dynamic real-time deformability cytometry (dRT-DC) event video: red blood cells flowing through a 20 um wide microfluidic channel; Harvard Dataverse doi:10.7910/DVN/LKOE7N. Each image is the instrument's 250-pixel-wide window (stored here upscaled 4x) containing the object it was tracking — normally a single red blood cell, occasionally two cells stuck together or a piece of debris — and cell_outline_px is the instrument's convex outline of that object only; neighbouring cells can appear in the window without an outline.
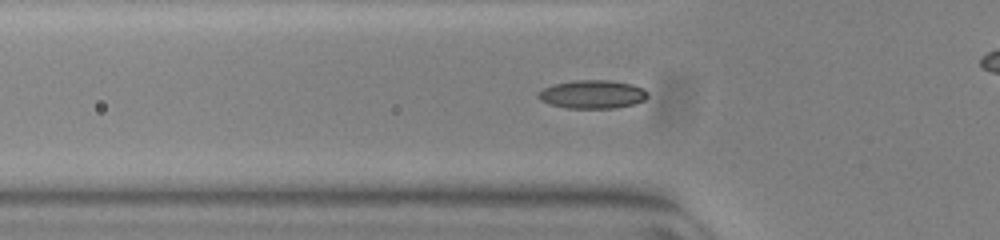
{"species": "common noctule bat (a hibernating species)", "species_latin": "Nyctalus noctula", "temperature_condition": "warm", "stored_images_in_passage": 38, "camera_frame_rate_fps": 3000, "um_per_image_px": 0.085, "animal": {"sex": "female", "body_mass_g": 23.0, "forearm_length_mm": 53.4}, "frame": {"image": 1, "passage_image": 11, "time_ms": 3.333, "image_size_px": [1000, 240], "cell_outline_px": [[648, 96], [644, 100], [632, 104], [616, 108], [568, 108], [548, 104], [540, 100], [536, 96], [544, 88], [552, 84], [572, 80], [608, 80], [632, 84], [644, 88], [648, 92]], "centroid_in_image_um": [50.35, 8.01], "position_along_channel_um": 75.5, "area_um2": 18.21}}
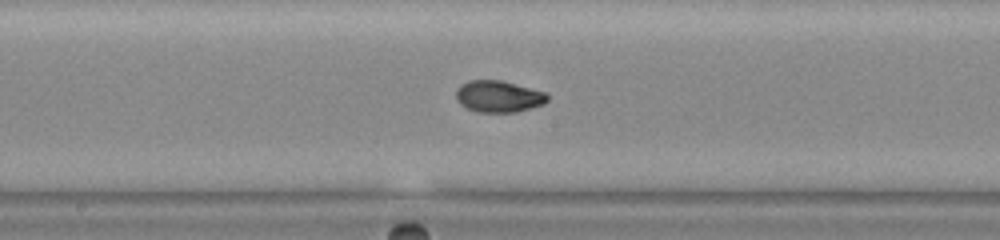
{"frame": {"image": 2, "passage_image": 21, "time_ms": 6.667, "image_size_px": [1000, 240], "cell_outline_px": [[548, 100], [544, 104], [516, 112], [476, 112], [460, 104], [456, 100], [456, 88], [460, 84], [468, 80], [500, 80], [544, 92], [548, 96]], "centroid_in_image_um": [42.33, 8.2], "position_along_channel_um": 205.9, "area_um2": 16.82}}
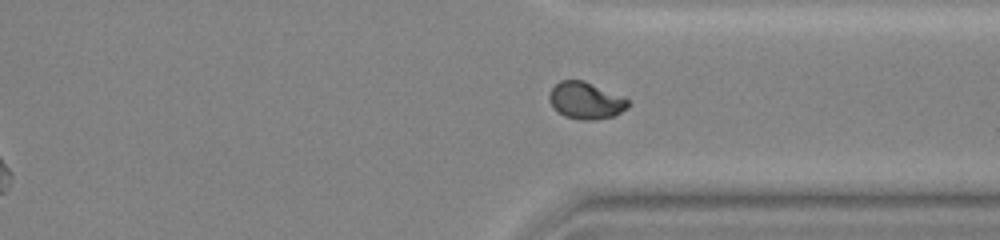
{"frame": {"image": 3, "passage_image": 33, "time_ms": 10.667, "image_size_px": [1000, 240], "cell_outline_px": [[628, 108], [616, 116], [596, 120], [580, 120], [564, 116], [556, 112], [548, 100], [548, 96], [552, 88], [560, 80], [584, 80], [628, 100]], "centroid_in_image_um": [49.75, 8.57], "position_along_channel_um": 361.7, "area_um2": 16.99}}